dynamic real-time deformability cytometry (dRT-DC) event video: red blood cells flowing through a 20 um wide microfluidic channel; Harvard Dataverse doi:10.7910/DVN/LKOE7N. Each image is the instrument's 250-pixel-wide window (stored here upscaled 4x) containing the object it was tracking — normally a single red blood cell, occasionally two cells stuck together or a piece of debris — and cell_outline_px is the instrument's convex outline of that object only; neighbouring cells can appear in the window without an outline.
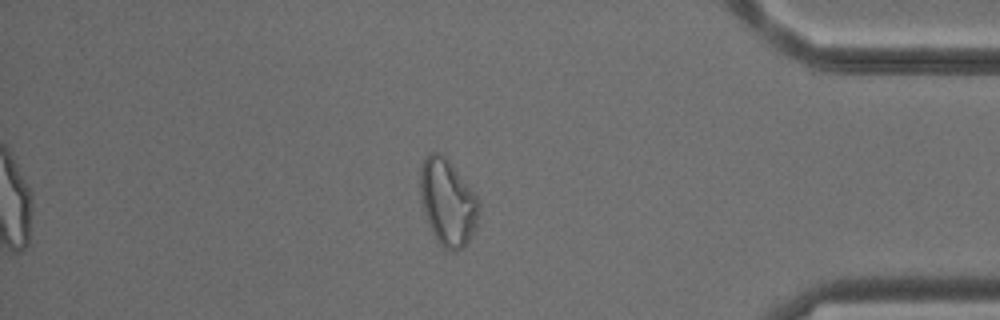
{"species": "common noctule bat (a hibernating species)", "species_latin": "Nyctalus noctula", "temperature_condition": "cold", "stored_images_in_passage": 51, "camera_frame_rate_fps": 3000, "um_per_image_px": 0.085, "animal": {"sex": "male", "body_mass_g": 18.8}, "frame": {"image": 1, "passage_image": 44, "time_ms": 14.333, "image_size_px": [1000, 320], "cell_outline_px": [[480, 208], [476, 228], [468, 240], [456, 252], [452, 252], [444, 248], [440, 244], [432, 232], [424, 212], [420, 196], [420, 168], [428, 152], [440, 152], [448, 160], [480, 200]], "centroid_in_image_um": [38.05, 17.19], "position_along_channel_um": 397.1, "area_um2": 29.42}, "authors_computed_cell_mechanics": {"area_um2": 29.4202, "velocity_mm_per_s": 3.8777, "shape_relaxation_time_tau1_ms": null, "shape_relaxation_time_tau2_ms": 4.4104, "deformation_change_tau1": null, "deformation_change_tau2": 0.1139}}